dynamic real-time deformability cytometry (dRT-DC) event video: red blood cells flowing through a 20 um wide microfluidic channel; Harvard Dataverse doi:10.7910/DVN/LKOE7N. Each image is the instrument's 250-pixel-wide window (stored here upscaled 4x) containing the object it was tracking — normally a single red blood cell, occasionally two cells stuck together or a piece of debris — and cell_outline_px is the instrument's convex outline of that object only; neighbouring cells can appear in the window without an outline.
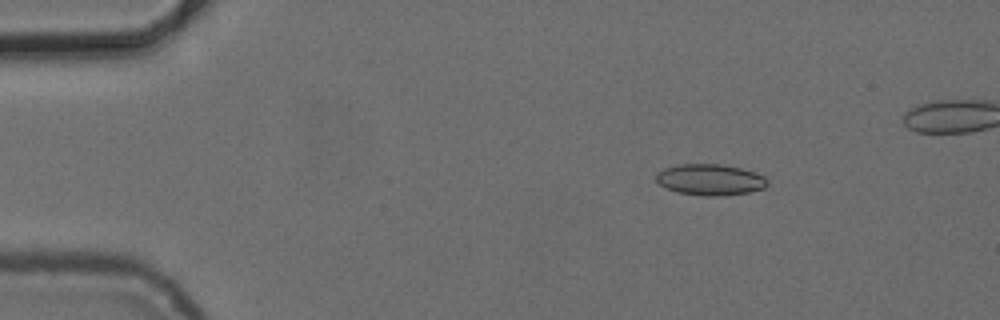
{"species": "common noctule bat (a hibernating species)", "species_latin": "Nyctalus noctula", "temperature_condition": "cold", "stored_images_in_passage": 4, "camera_frame_rate_fps": 3000, "um_per_image_px": 0.085, "animal": {"sex": "female", "body_mass_g": 24.6, "forearm_length_mm": 56.2}, "frame": {"image": 1, "passage_image": 1, "time_ms": 0.0, "image_size_px": [1000, 320], "cell_outline_px": [[768, 184], [764, 188], [748, 192], [724, 196], [704, 196], [676, 192], [664, 188], [656, 180], [656, 172], [664, 168], [676, 164], [720, 164], [740, 168], [756, 172], [764, 176], [768, 180]], "centroid_in_image_um": [60.34, 15.27], "position_along_channel_um": 24.7, "area_um2": 20.46}}